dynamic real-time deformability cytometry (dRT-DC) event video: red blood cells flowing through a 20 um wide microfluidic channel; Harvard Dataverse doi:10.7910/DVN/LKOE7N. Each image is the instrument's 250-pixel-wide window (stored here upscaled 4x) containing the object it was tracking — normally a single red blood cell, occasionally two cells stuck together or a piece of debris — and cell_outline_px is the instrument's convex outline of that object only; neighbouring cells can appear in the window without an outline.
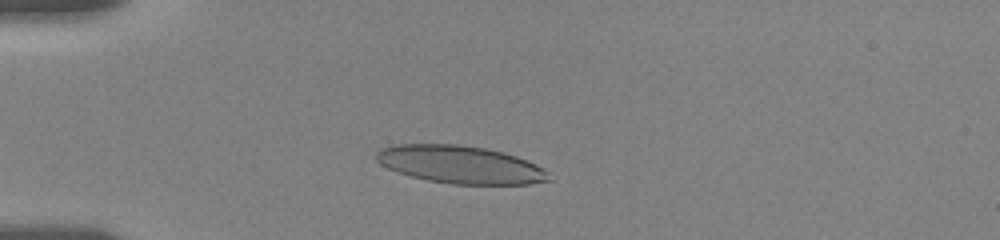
{"species": "human", "species_latin": "Homo sapiens", "temperature_condition": "room temperature", "stored_images_in_passage": 35, "camera_frame_rate_fps": 3000, "um_per_image_px": 0.085, "donor": {"sex": "female"}, "frame": {"image": 1, "passage_image": 9, "time_ms": 3.0, "image_size_px": [1000, 240], "cell_outline_px": [[552, 180], [528, 184], [452, 184], [428, 180], [396, 172], [380, 164], [376, 160], [376, 152], [380, 148], [392, 144], [460, 144], [484, 148], [504, 152], [516, 156], [536, 164]], "centroid_in_image_um": [39.06, 13.98], "position_along_channel_um": 45.9, "area_um2": 37.86}}
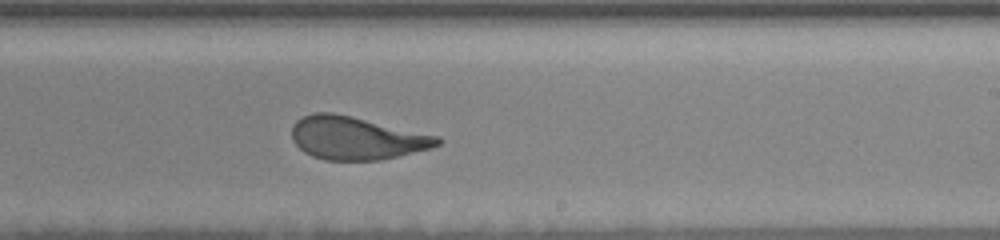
{"frame": {"image": 2, "passage_image": 25, "time_ms": 9.667, "image_size_px": [1000, 240], "cell_outline_px": [[444, 140], [440, 144], [428, 148], [380, 160], [324, 160], [312, 156], [304, 152], [292, 140], [292, 124], [296, 120], [312, 112], [332, 112], [352, 116], [440, 136]], "centroid_in_image_um": [30.27, 11.72], "position_along_channel_um": 258.7, "area_um2": 36.47}}
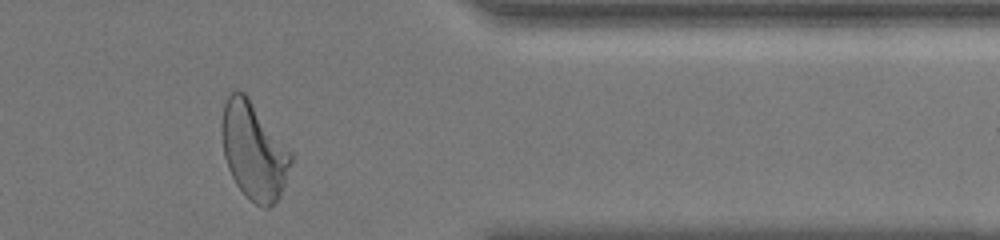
{"frame": {"image": 3, "passage_image": 35, "time_ms": 13.667, "image_size_px": [1000, 240], "cell_outline_px": [[292, 160], [280, 196], [268, 208], [264, 208], [256, 204], [236, 184], [228, 168], [224, 156], [220, 132], [224, 100], [236, 88], [244, 92], [248, 96], [292, 152]], "centroid_in_image_um": [21.55, 12.77], "position_along_channel_um": 389.9, "area_um2": 39.07}, "authors_computed_cell_mechanics": {"area_um2": 37.7434, "velocity_mm_per_s": 3.5763, "shape_relaxation_time_tau1_ms": 4.1742, "shape_relaxation_time_tau2_ms": 0.7781, "deformation_change_tau1": 0.1851, "deformation_change_tau2": 0.0788}}